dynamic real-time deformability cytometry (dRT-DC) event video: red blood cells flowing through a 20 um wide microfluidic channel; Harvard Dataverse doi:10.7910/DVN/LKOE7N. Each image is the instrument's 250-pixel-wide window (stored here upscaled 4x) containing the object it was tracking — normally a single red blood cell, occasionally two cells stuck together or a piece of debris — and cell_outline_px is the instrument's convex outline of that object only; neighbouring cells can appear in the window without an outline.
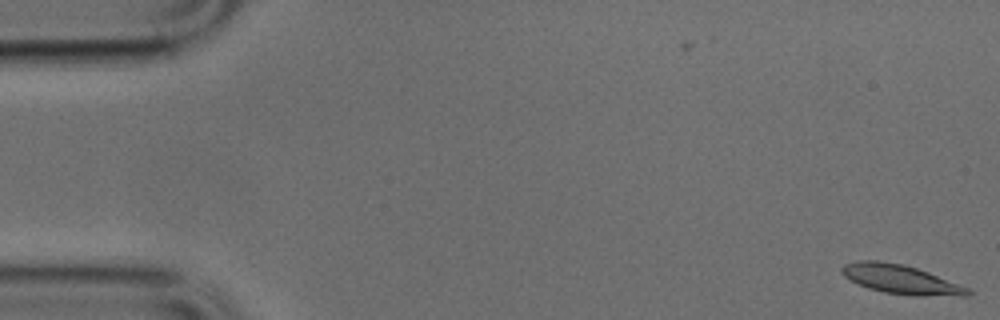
{"species": "common noctule bat (a hibernating species)", "species_latin": "Nyctalus noctula", "temperature_condition": "cold", "stored_images_in_passage": 2, "camera_frame_rate_fps": 3000, "um_per_image_px": 0.085, "animal": {"sex": "male", "body_mass_g": 17.9, "forearm_length_mm": 54.2}, "frame": {"image": 1, "passage_image": 2, "time_ms": 0.333, "image_size_px": [1000, 320], "cell_outline_px": [[972, 292], [968, 296], [916, 296], [884, 292], [868, 288], [844, 276], [840, 272], [840, 268], [844, 264], [856, 260], [876, 260], [904, 264], [928, 272], [968, 288]], "centroid_in_image_um": [76.55, 23.74], "position_along_channel_um": 8.5, "area_um2": 21.27}}